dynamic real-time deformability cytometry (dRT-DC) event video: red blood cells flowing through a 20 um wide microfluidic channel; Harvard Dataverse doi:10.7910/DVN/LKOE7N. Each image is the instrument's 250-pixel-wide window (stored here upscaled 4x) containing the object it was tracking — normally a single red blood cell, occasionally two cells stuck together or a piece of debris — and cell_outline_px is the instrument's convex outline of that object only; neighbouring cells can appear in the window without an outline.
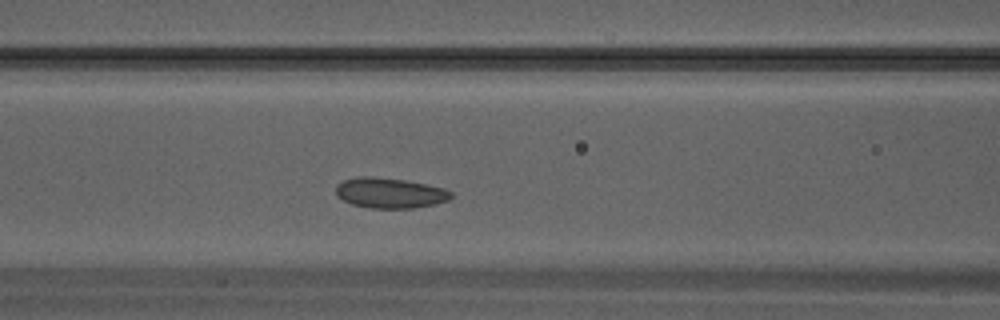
{"species": "Egyptian fruit bat (a non-hibernating species)", "species_latin": "Rousettus aegyptiacus", "temperature_condition": "warm", "stored_images_in_passage": 29, "camera_frame_rate_fps": 3000, "um_per_image_px": 0.085, "animal": {"sex": "male"}, "frame": {"image": 1, "passage_image": 9, "time_ms": 2.667, "image_size_px": [1000, 320], "cell_outline_px": [[452, 196], [448, 200], [436, 204], [412, 208], [368, 208], [352, 204], [336, 196], [336, 184], [344, 180], [360, 176], [364, 176], [404, 180], [444, 188], [452, 192]], "centroid_in_image_um": [33.12, 16.41], "position_along_channel_um": 133.5, "area_um2": 20.23}}
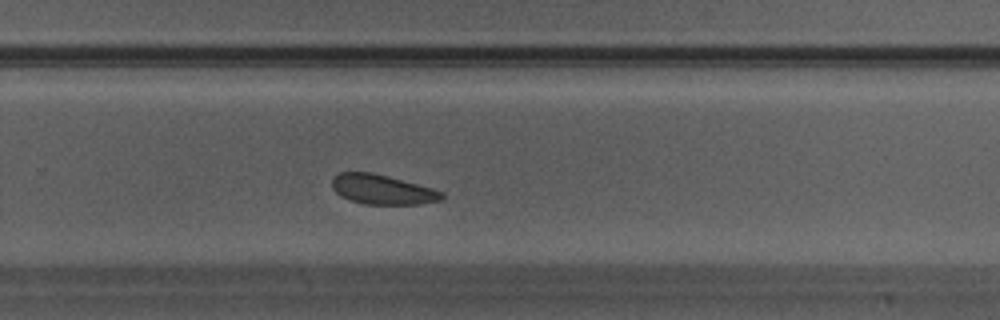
{"frame": {"image": 2, "passage_image": 17, "time_ms": 5.333, "image_size_px": [1000, 320], "cell_outline_px": [[444, 196], [440, 200], [420, 204], [364, 204], [348, 200], [340, 196], [332, 188], [332, 176], [340, 172], [372, 172], [388, 176], [432, 188], [444, 192]], "centroid_in_image_um": [32.46, 16.1], "position_along_channel_um": 297.3, "area_um2": 19.07}}
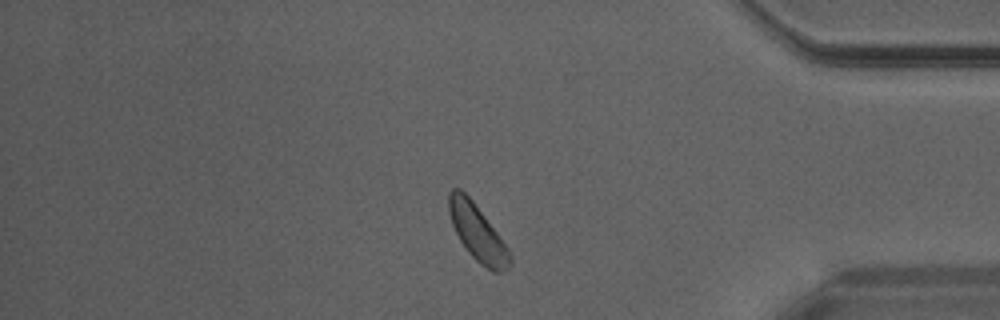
{"frame": {"image": 3, "passage_image": 23, "time_ms": 7.333, "image_size_px": [1000, 320], "cell_outline_px": [[512, 264], [504, 272], [492, 272], [480, 264], [468, 252], [460, 240], [452, 224], [448, 212], [448, 192], [452, 188], [460, 188], [472, 200], [512, 252]], "centroid_in_image_um": [40.6, 19.81], "position_along_channel_um": 394.6, "area_um2": 20.11}}